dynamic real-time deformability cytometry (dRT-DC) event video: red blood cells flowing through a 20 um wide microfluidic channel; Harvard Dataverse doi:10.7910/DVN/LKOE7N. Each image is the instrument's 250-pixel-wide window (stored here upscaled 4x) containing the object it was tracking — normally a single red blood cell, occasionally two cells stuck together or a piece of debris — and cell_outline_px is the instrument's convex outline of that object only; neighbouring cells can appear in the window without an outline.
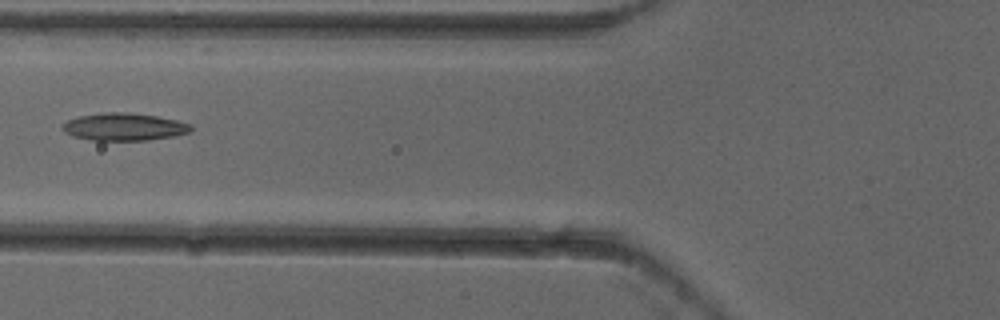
{"species": "common noctule bat (a hibernating species)", "species_latin": "Nyctalus noctula", "temperature_condition": "cold", "stored_images_in_passage": 3, "camera_frame_rate_fps": 3000, "um_per_image_px": 0.085, "animal": {"sex": "female"}, "frame": {"image": 1, "passage_image": 2, "time_ms": 0.333, "image_size_px": [1000, 320], "cell_outline_px": [[192, 128], [188, 132], [176, 136], [148, 140], [92, 140], [72, 136], [64, 132], [60, 128], [68, 120], [80, 116], [100, 112], [128, 112], [156, 116], [176, 120], [192, 124]], "centroid_in_image_um": [10.54, 10.78], "position_along_channel_um": 115.3, "area_um2": 20.63}}
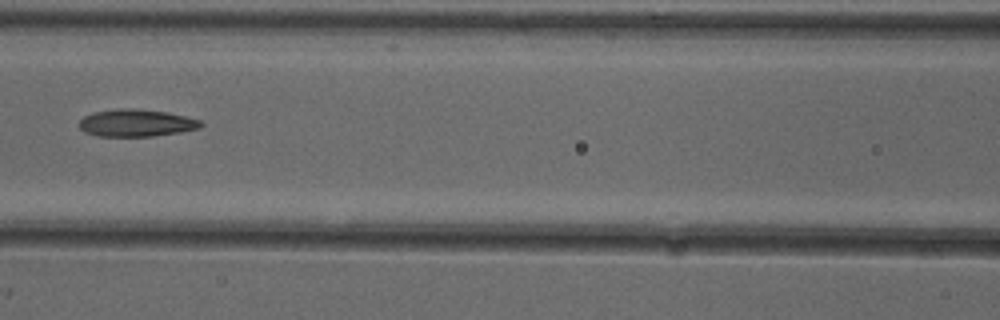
{"frame": {"image": 2, "passage_image": 3, "time_ms": 0.667, "image_size_px": [1000, 320], "cell_outline_px": [[204, 124], [200, 128], [180, 132], [152, 136], [96, 136], [84, 132], [80, 128], [80, 120], [84, 116], [92, 112], [120, 108], [136, 108], [168, 112], [200, 120]], "centroid_in_image_um": [11.58, 10.44], "position_along_channel_um": 155.0, "area_um2": 19.42}}